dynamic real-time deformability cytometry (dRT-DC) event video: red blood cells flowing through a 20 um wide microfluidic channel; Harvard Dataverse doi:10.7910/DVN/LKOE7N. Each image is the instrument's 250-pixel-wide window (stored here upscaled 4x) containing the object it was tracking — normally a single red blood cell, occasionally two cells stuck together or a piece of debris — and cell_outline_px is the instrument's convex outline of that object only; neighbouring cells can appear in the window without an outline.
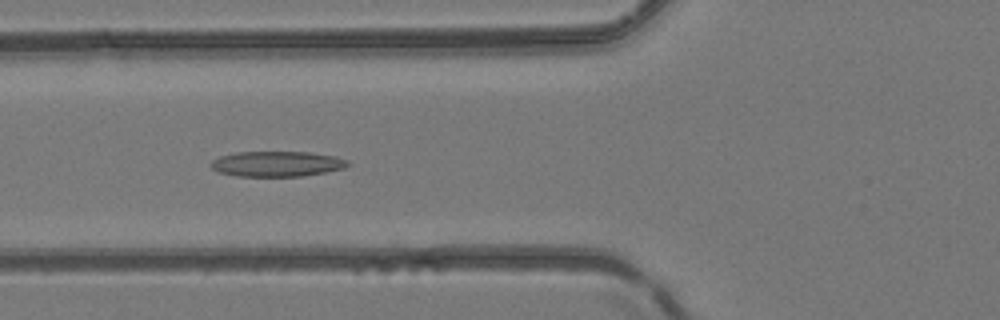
{"species": "common noctule bat (a hibernating species)", "species_latin": "Nyctalus noctula", "temperature_condition": "room temperature", "stored_images_in_passage": 7, "camera_frame_rate_fps": 3000, "um_per_image_px": 0.085, "animal": {"sex": "female", "body_mass_g": 24.6, "forearm_length_mm": 56.2}, "frame": {"image": 1, "passage_image": 6, "time_ms": 5.333, "image_size_px": [1000, 320], "cell_outline_px": [[352, 164], [344, 168], [324, 172], [300, 176], [236, 176], [220, 172], [212, 168], [208, 164], [212, 160], [220, 156], [236, 152], [308, 152], [336, 156], [348, 160]], "centroid_in_image_um": [23.54, 13.92], "position_along_channel_um": 102.3, "area_um2": 20.23}}
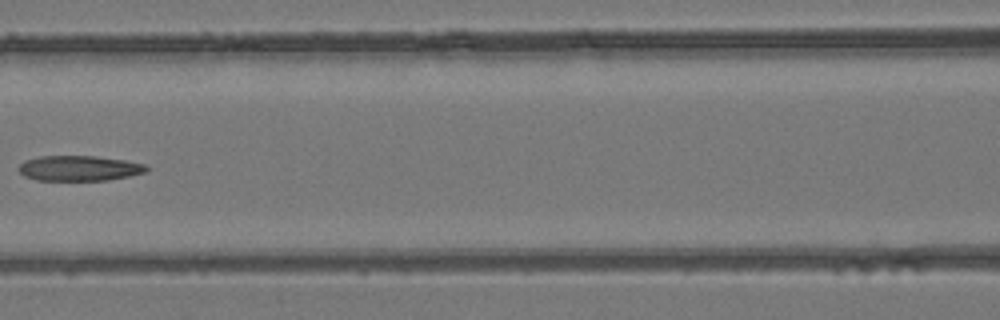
{"frame": {"image": 2, "passage_image": 7, "time_ms": 6.667, "image_size_px": [1000, 320], "cell_outline_px": [[148, 168], [144, 172], [128, 176], [108, 180], [36, 180], [24, 176], [20, 172], [20, 164], [24, 160], [40, 156], [96, 156], [124, 160], [148, 164]], "centroid_in_image_um": [6.73, 14.29], "position_along_channel_um": 159.9, "area_um2": 18.73}}